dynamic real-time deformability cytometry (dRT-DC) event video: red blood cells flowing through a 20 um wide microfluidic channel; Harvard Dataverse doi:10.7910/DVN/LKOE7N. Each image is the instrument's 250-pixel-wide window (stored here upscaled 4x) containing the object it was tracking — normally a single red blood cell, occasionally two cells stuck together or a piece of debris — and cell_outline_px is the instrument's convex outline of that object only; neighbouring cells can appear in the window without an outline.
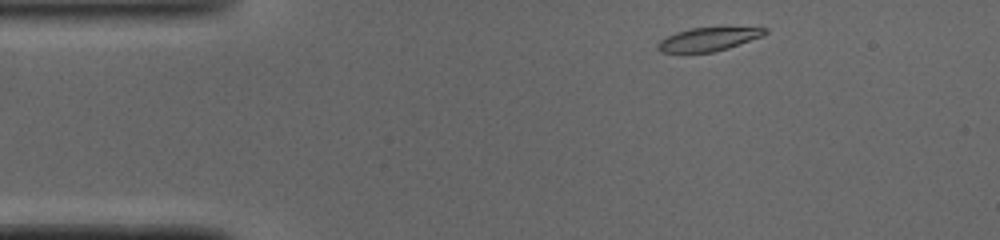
{"species": "common noctule bat (a hibernating species)", "species_latin": "Nyctalus noctula", "temperature_condition": "cold", "stored_images_in_passage": 42, "camera_frame_rate_fps": 3000, "um_per_image_px": 0.085, "animal": {"sex": "male", "body_mass_g": 19.0, "forearm_length_mm": 50.8}, "frame": {"image": 1, "passage_image": 1, "time_ms": 0.0, "image_size_px": [1000, 240], "cell_outline_px": [[768, 32], [760, 36], [728, 48], [712, 52], [660, 52], [656, 48], [656, 44], [660, 40], [676, 32], [692, 28], [768, 28]], "centroid_in_image_um": [60.14, 3.34], "position_along_channel_um": 24.9, "area_um2": 14.22}}
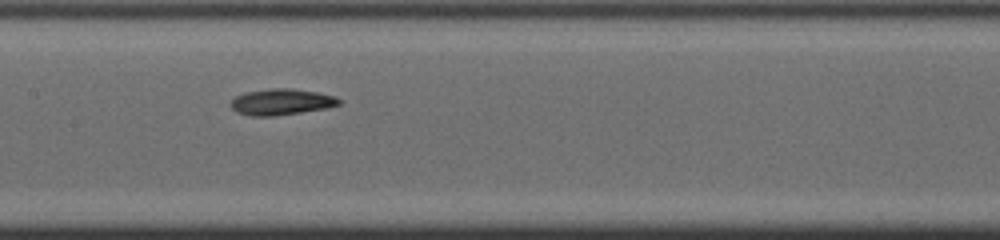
{"frame": {"image": 2, "passage_image": 17, "time_ms": 5.333, "image_size_px": [1000, 240], "cell_outline_px": [[340, 104], [328, 108], [272, 116], [252, 116], [236, 112], [228, 104], [236, 96], [244, 92], [272, 88], [292, 88], [316, 92], [336, 96], [340, 100]], "centroid_in_image_um": [23.9, 8.66], "position_along_channel_um": 183.5, "area_um2": 16.53}}
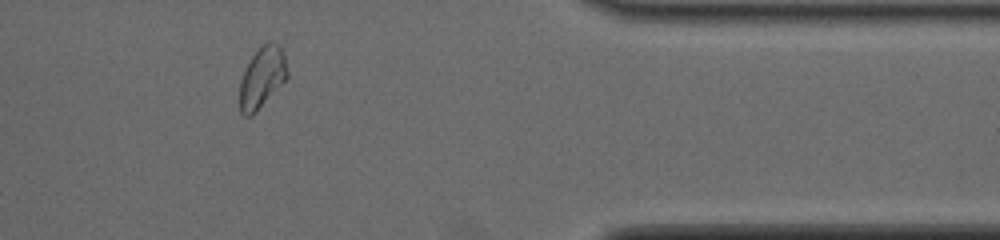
{"frame": {"image": 3, "passage_image": 34, "time_ms": 11.0, "image_size_px": [1000, 240], "cell_outline_px": [[288, 76], [256, 112], [252, 116], [244, 116], [240, 112], [240, 80], [252, 56], [268, 40], [276, 44], [280, 48], [284, 56], [288, 72]], "centroid_in_image_um": [22.26, 6.61], "position_along_channel_um": 389.1, "area_um2": 16.47}, "authors_computed_cell_mechanics": {"area_um2": 16.2129, "velocity_mm_per_s": 4.0809, "shape_relaxation_time_tau1_ms": 2.4103, "shape_relaxation_time_tau2_ms": 3.8116, "deformation_change_tau1": 0.1318, "deformation_change_tau2": 0.0999}}